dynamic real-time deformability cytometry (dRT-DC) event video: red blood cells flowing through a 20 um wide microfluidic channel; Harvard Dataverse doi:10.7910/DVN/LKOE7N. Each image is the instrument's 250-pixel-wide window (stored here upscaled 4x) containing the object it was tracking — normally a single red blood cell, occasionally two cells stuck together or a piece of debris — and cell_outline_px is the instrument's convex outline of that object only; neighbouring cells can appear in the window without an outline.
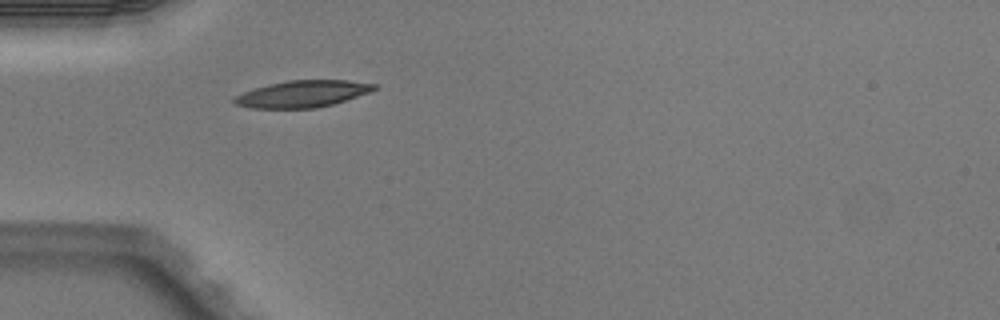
{"species": "Egyptian fruit bat (a non-hibernating species)", "species_latin": "Rousettus aegyptiacus", "temperature_condition": "warm", "stored_images_in_passage": 1, "camera_frame_rate_fps": 3000, "um_per_image_px": 0.085, "animal": {"sex": "male"}, "frame": {"image": 1, "passage_image": 1, "time_ms": 0.0, "image_size_px": [1000, 320], "cell_outline_px": [[376, 88], [368, 92], [332, 104], [316, 108], [252, 108], [236, 104], [232, 100], [236, 96], [244, 92], [268, 84], [288, 80], [348, 80], [376, 84]], "centroid_in_image_um": [25.69, 7.97], "position_along_channel_um": 59.3, "area_um2": 21.44}}